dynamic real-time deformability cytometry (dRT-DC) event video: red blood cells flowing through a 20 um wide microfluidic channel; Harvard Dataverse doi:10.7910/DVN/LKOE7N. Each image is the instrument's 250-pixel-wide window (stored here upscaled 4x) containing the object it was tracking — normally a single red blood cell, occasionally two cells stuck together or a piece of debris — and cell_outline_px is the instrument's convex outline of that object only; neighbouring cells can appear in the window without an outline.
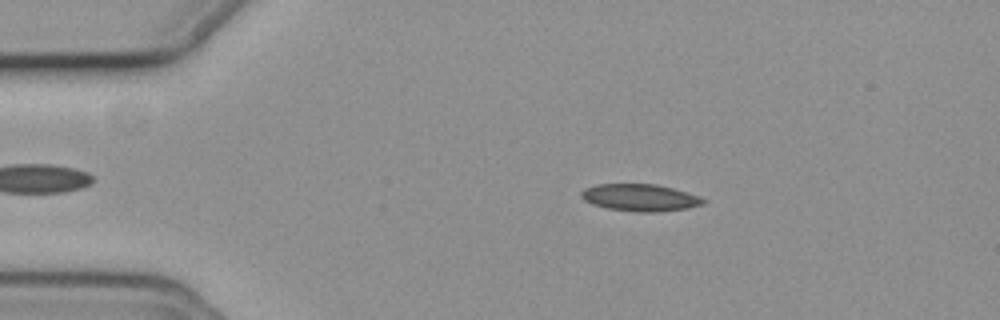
{"species": "common noctule bat (a hibernating species)", "species_latin": "Nyctalus noctula", "temperature_condition": "cold", "stored_images_in_passage": 48, "camera_frame_rate_fps": 3000, "um_per_image_px": 0.085, "animal": {"sex": "female", "body_mass_g": 19.3, "forearm_length_mm": 54.1}, "frame": {"image": 1, "passage_image": 10, "time_ms": 3.0, "image_size_px": [1000, 320], "cell_outline_px": [[704, 204], [684, 208], [656, 212], [636, 212], [608, 208], [592, 204], [584, 200], [580, 196], [580, 192], [584, 188], [596, 184], [656, 184], [688, 192], [700, 196], [704, 200]], "centroid_in_image_um": [54.36, 16.79], "position_along_channel_um": 30.6, "area_um2": 19.19}}
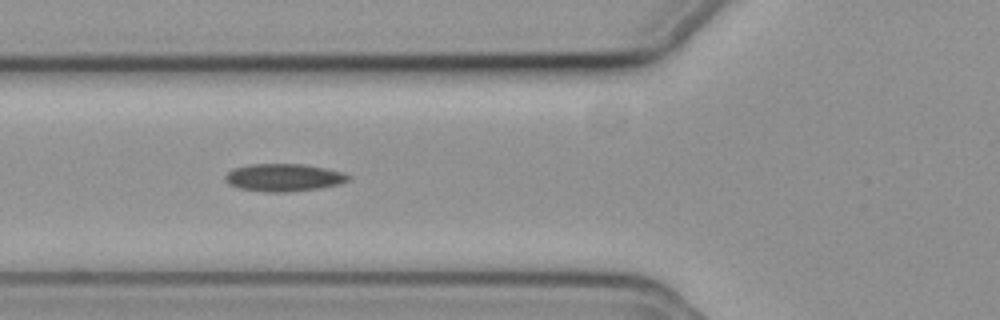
{"frame": {"image": 2, "passage_image": 20, "time_ms": 6.333, "image_size_px": [1000, 320], "cell_outline_px": [[348, 180], [340, 184], [320, 188], [288, 192], [264, 192], [240, 188], [228, 184], [224, 180], [224, 176], [232, 168], [248, 164], [304, 164], [324, 168], [340, 172], [348, 176]], "centroid_in_image_um": [24.04, 15.09], "position_along_channel_um": 101.8, "area_um2": 19.77}}
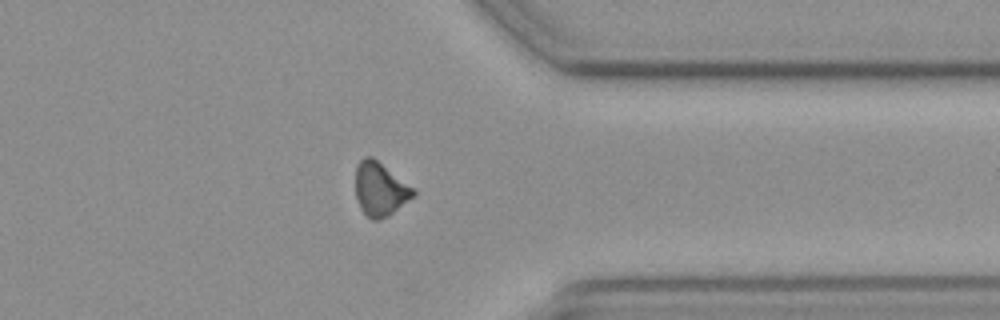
{"frame": {"image": 3, "passage_image": 43, "time_ms": 14.0, "image_size_px": [1000, 320], "cell_outline_px": [[416, 196], [388, 216], [380, 220], [372, 220], [360, 208], [356, 196], [356, 164], [364, 156], [372, 156], [416, 188]], "centroid_in_image_um": [32.35, 16.06], "position_along_channel_um": 379.1, "area_um2": 18.44}}